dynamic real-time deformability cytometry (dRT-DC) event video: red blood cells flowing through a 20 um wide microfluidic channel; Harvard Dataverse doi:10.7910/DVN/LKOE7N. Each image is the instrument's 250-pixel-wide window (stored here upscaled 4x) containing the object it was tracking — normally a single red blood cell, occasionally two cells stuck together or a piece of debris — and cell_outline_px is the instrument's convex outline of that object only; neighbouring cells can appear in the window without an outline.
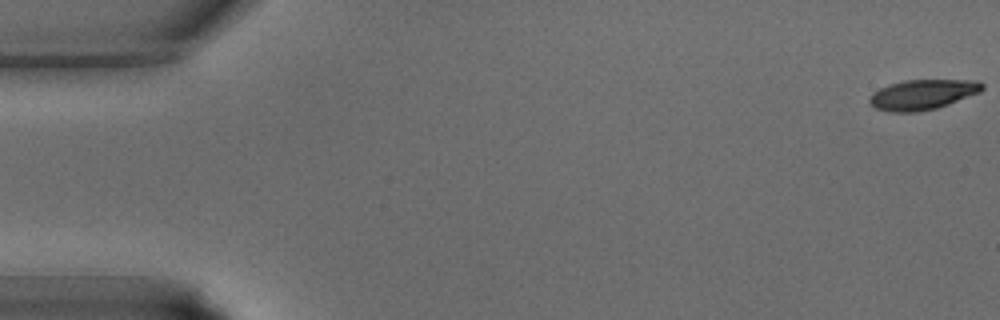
{"species": "common noctule bat (a hibernating species)", "species_latin": "Nyctalus noctula", "temperature_condition": "warm", "stored_images_in_passage": 39, "camera_frame_rate_fps": 3000, "um_per_image_px": 0.085, "animal": {"sex": "male", "body_mass_g": 15.6}, "frame": {"image": 1, "passage_image": 1, "time_ms": 0.0, "image_size_px": [1000, 320], "cell_outline_px": [[984, 88], [980, 92], [948, 104], [936, 108], [916, 112], [888, 112], [876, 108], [868, 104], [868, 100], [872, 92], [880, 88], [904, 80], [980, 80], [984, 84]], "centroid_in_image_um": [78.41, 8.04], "position_along_channel_um": 6.6, "area_um2": 19.83}}
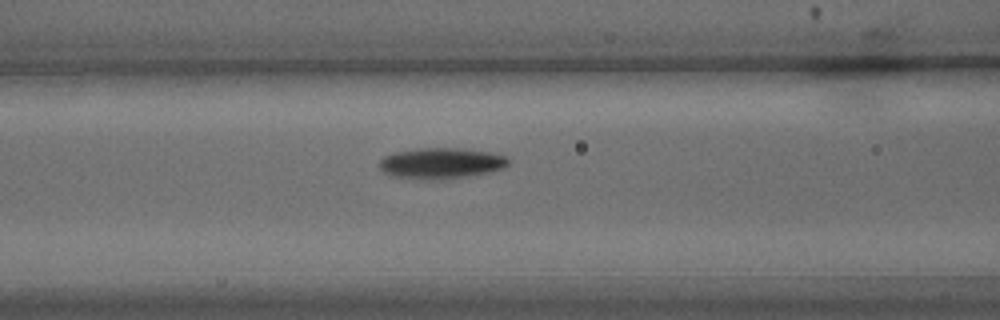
{"frame": {"image": 2, "passage_image": 16, "time_ms": 5.0, "image_size_px": [1000, 320], "cell_outline_px": [[508, 164], [504, 168], [492, 172], [448, 180], [440, 180], [392, 176], [384, 172], [380, 168], [380, 160], [384, 156], [396, 152], [420, 148], [460, 148], [488, 152], [504, 156], [508, 160]], "centroid_in_image_um": [37.52, 13.89], "position_along_channel_um": 129.1, "area_um2": 23.18}}
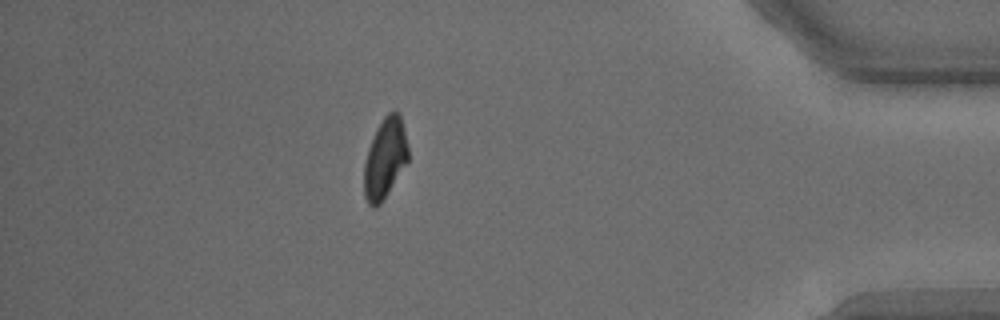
{"frame": {"image": 3, "passage_image": 34, "time_ms": 11.0, "image_size_px": [1000, 320], "cell_outline_px": [[408, 160], [388, 192], [380, 204], [368, 204], [364, 196], [364, 164], [368, 148], [376, 128], [384, 116], [388, 112], [400, 112], [404, 128], [408, 148]], "centroid_in_image_um": [32.72, 13.41], "position_along_channel_um": 402.5, "area_um2": 20.35}}